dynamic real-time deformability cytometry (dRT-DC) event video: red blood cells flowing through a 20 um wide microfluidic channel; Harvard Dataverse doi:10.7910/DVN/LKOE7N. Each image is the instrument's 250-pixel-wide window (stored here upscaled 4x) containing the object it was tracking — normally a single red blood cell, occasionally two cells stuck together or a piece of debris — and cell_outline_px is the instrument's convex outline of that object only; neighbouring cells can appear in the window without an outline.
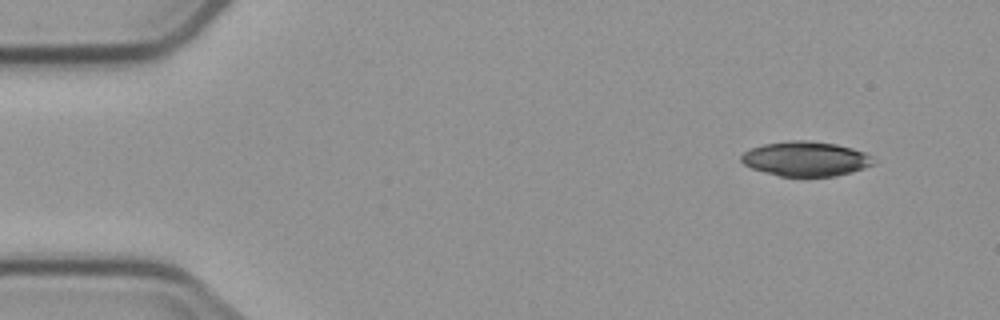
{"species": "common noctule bat (a hibernating species)", "species_latin": "Nyctalus noctula", "temperature_condition": "cold", "stored_images_in_passage": 4, "camera_frame_rate_fps": 3000, "um_per_image_px": 0.085, "animal": {"sex": "male", "body_mass_g": 23.1, "forearm_length_mm": 52.7}, "frame": {"image": 1, "passage_image": 1, "time_ms": 0.0, "image_size_px": [1000, 320], "cell_outline_px": [[876, 164], [864, 168], [836, 176], [780, 176], [764, 172], [752, 168], [744, 164], [740, 160], [740, 156], [744, 152], [752, 148], [764, 144], [788, 140], [808, 140], [836, 144], [852, 148], [864, 152], [872, 156]], "centroid_in_image_um": [68.49, 13.49], "position_along_channel_um": 16.5, "area_um2": 26.76}}